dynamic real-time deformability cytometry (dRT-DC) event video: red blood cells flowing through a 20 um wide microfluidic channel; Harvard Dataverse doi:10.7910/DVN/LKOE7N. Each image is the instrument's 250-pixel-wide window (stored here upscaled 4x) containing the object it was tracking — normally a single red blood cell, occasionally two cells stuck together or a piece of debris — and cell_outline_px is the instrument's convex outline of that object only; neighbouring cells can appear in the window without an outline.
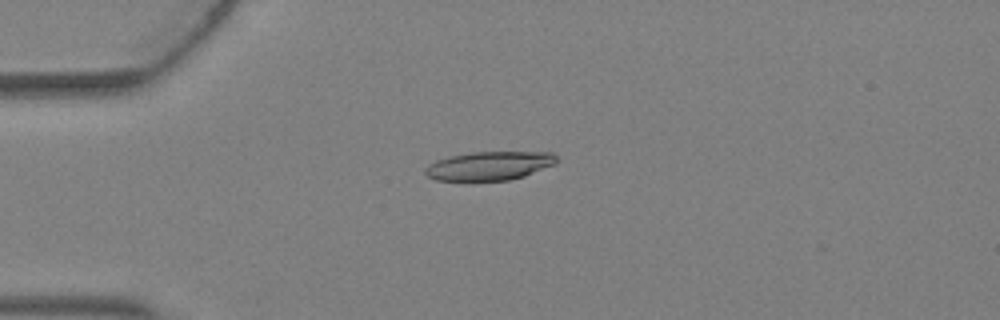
{"species": "Egyptian fruit bat (a non-hibernating species)", "species_latin": "Rousettus aegyptiacus", "temperature_condition": "warm", "stored_images_in_passage": 4, "camera_frame_rate_fps": 3000, "um_per_image_px": 0.085, "animal": {"sex": "female"}, "frame": {"image": 1, "passage_image": 4, "time_ms": 1.0, "image_size_px": [1000, 320], "cell_outline_px": [[556, 164], [524, 176], [508, 180], [436, 180], [428, 176], [424, 172], [424, 168], [428, 164], [436, 160], [452, 156], [472, 152], [552, 152], [556, 156]], "centroid_in_image_um": [41.59, 14.09], "position_along_channel_um": 43.4, "area_um2": 21.85}}